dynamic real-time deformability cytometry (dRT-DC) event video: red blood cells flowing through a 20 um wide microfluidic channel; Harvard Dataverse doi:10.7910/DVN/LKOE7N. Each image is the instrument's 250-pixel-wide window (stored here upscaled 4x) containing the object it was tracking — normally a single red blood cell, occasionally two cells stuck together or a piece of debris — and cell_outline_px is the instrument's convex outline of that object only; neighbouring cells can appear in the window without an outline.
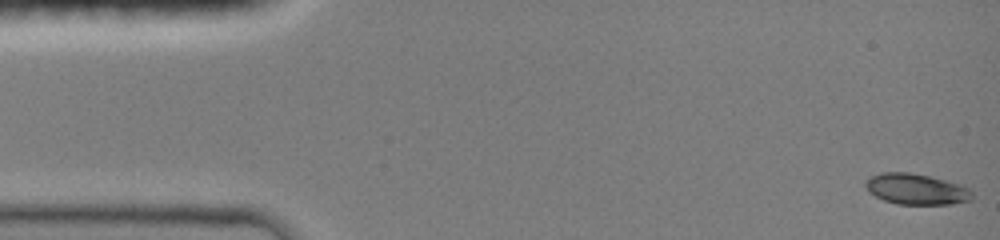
{"species": "common noctule bat (a hibernating species)", "species_latin": "Nyctalus noctula", "temperature_condition": "room temperature", "stored_images_in_passage": 41, "camera_frame_rate_fps": 3000, "um_per_image_px": 0.085, "animal": {"sex": "female", "body_mass_g": 19.0, "forearm_length_mm": 51.5}, "frame": {"image": 1, "passage_image": 1, "time_ms": 0.0, "image_size_px": [1000, 240], "cell_outline_px": [[972, 200], [948, 204], [900, 204], [884, 200], [876, 196], [864, 184], [872, 176], [884, 172], [908, 172], [928, 176], [956, 184], [972, 192]], "centroid_in_image_um": [77.86, 16.08], "position_along_channel_um": 7.1, "area_um2": 18.44}}
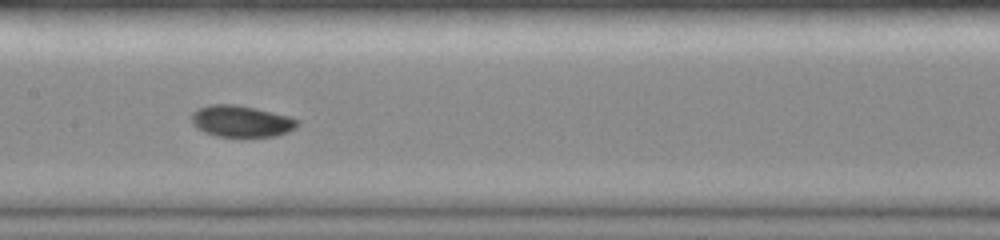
{"frame": {"image": 2, "passage_image": 20, "time_ms": 7.333, "image_size_px": [1000, 240], "cell_outline_px": [[300, 120], [296, 128], [288, 132], [276, 136], [216, 136], [204, 132], [196, 128], [192, 124], [192, 112], [196, 108], [208, 104], [236, 104], [288, 116]], "centroid_in_image_um": [20.47, 10.3], "position_along_channel_um": 186.9, "area_um2": 19.48}}
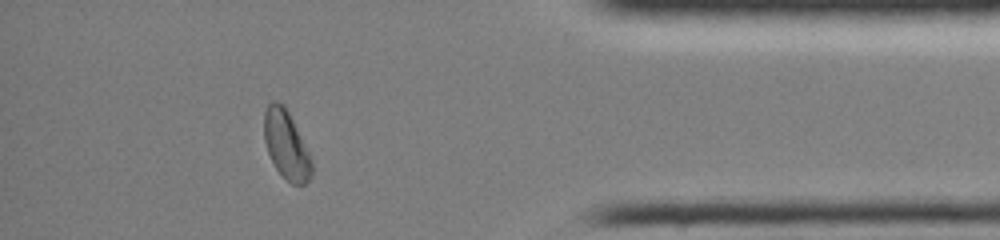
{"frame": {"image": 3, "passage_image": 35, "time_ms": 13.333, "image_size_px": [1000, 240], "cell_outline_px": [[312, 176], [304, 184], [292, 184], [276, 168], [268, 152], [264, 140], [264, 112], [268, 104], [272, 100], [276, 100], [284, 104], [312, 160]], "centroid_in_image_um": [24.32, 12.29], "position_along_channel_um": 410.9, "area_um2": 18.61}, "authors_computed_cell_mechanics": {"area_um2": 18.8428, "velocity_mm_per_s": 4.1084, "shape_relaxation_time_tau1_ms": 4.6309, "shape_relaxation_time_tau2_ms": null, "deformation_change_tau1": 0.1232, "deformation_change_tau2": null}}